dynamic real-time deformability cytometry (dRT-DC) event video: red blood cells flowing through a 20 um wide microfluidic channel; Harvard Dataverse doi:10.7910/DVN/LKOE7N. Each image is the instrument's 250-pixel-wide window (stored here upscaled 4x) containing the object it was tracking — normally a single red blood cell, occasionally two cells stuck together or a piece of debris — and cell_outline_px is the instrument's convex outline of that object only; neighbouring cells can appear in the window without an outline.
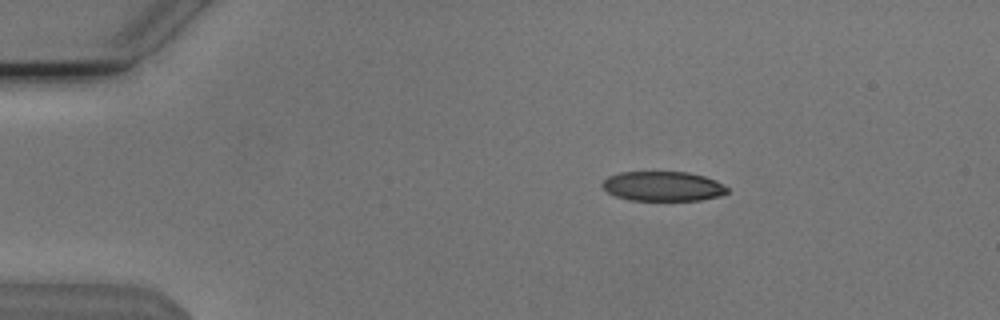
{"species": "Egyptian fruit bat (a non-hibernating species)", "species_latin": "Rousettus aegyptiacus", "temperature_condition": "cold", "stored_images_in_passage": 53, "camera_frame_rate_fps": 3000, "um_per_image_px": 0.085, "animal": {"sex": "male"}, "frame": {"image": 1, "passage_image": 9, "time_ms": 2.667, "image_size_px": [1000, 320], "cell_outline_px": [[728, 192], [720, 196], [700, 200], [628, 200], [616, 196], [608, 192], [600, 184], [608, 176], [620, 172], [688, 172], [704, 176], [716, 180], [724, 184], [728, 188]], "centroid_in_image_um": [56.36, 15.83], "position_along_channel_um": 28.6, "area_um2": 21.68}}
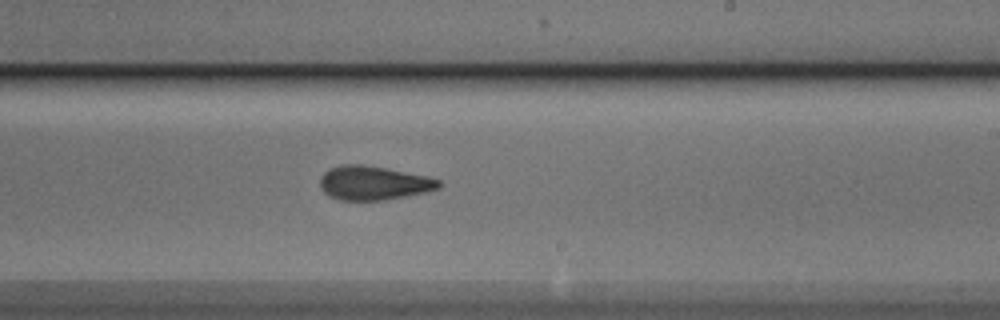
{"frame": {"image": 2, "passage_image": 32, "time_ms": 10.333, "image_size_px": [1000, 320], "cell_outline_px": [[440, 188], [424, 192], [384, 200], [340, 200], [328, 196], [320, 188], [320, 180], [324, 172], [340, 164], [364, 164], [428, 176], [440, 180]], "centroid_in_image_um": [31.73, 15.55], "position_along_channel_um": 257.3, "area_um2": 23.47}}
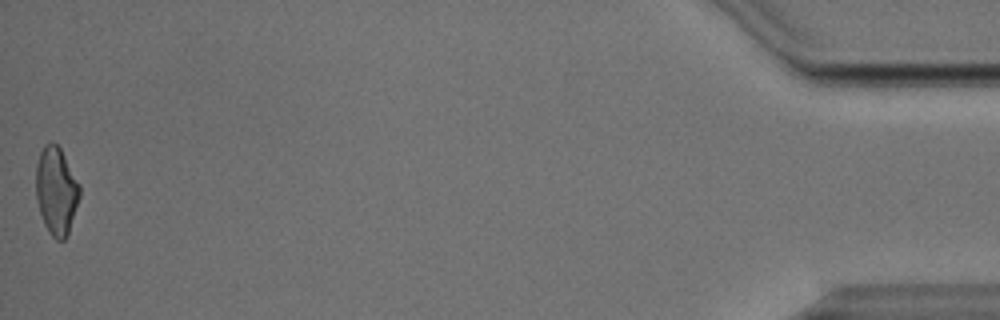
{"frame": {"image": 3, "passage_image": 53, "time_ms": 17.333, "image_size_px": [1000, 320], "cell_outline_px": [[80, 196], [68, 236], [64, 240], [56, 240], [48, 232], [44, 224], [36, 200], [36, 164], [40, 152], [44, 144], [52, 140], [60, 148], [80, 184]], "centroid_in_image_um": [4.78, 16.23], "position_along_channel_um": 430.4, "area_um2": 22.6}, "authors_computed_cell_mechanics": {"area_um2": 23.2356, "velocity_mm_per_s": 3.8383, "shape_relaxation_time_tau1_ms": 7.1649, "shape_relaxation_time_tau2_ms": 2.2212, "deformation_change_tau1": 0.1642, "deformation_change_tau2": 0.1075}}